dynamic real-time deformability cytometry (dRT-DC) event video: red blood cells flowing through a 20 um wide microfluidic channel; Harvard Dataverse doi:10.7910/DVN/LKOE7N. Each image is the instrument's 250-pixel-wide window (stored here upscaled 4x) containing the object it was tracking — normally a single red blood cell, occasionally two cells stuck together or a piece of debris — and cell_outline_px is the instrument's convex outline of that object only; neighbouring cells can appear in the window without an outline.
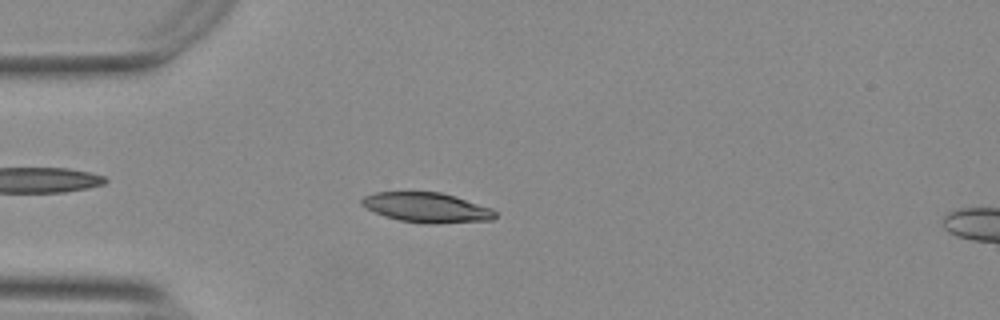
{"species": "Egyptian fruit bat (a non-hibernating species)", "species_latin": "Rousettus aegyptiacus", "temperature_condition": "warm", "stored_images_in_passage": 41, "camera_frame_rate_fps": 3000, "um_per_image_px": 0.085, "animal": {"sex": "female"}, "frame": {"image": 1, "passage_image": 2, "time_ms": 0.333, "image_size_px": [1000, 320], "cell_outline_px": [[496, 216], [492, 220], [432, 224], [400, 220], [384, 216], [360, 204], [360, 200], [364, 196], [376, 192], [440, 192], [492, 208], [496, 212]], "centroid_in_image_um": [36.27, 17.64], "position_along_channel_um": 48.7, "area_um2": 22.95}}
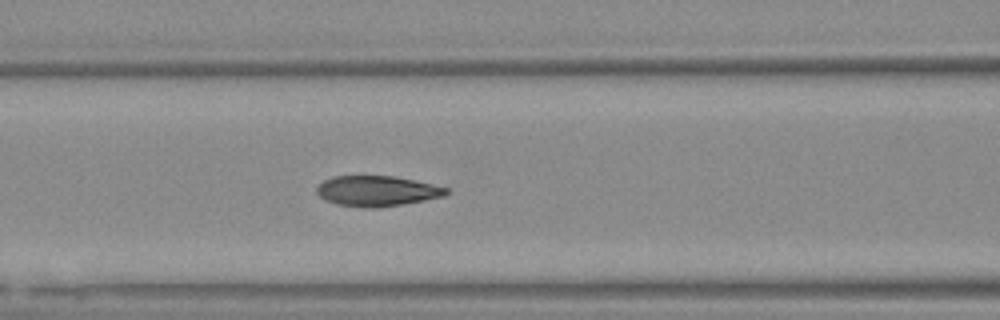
{"frame": {"image": 2, "passage_image": 10, "time_ms": 3.0, "image_size_px": [1000, 320], "cell_outline_px": [[448, 192], [444, 196], [424, 200], [380, 208], [364, 208], [336, 204], [320, 196], [316, 192], [316, 188], [324, 180], [332, 176], [392, 176], [432, 184], [448, 188]], "centroid_in_image_um": [32.02, 16.24], "position_along_channel_um": 134.6, "area_um2": 22.77}}
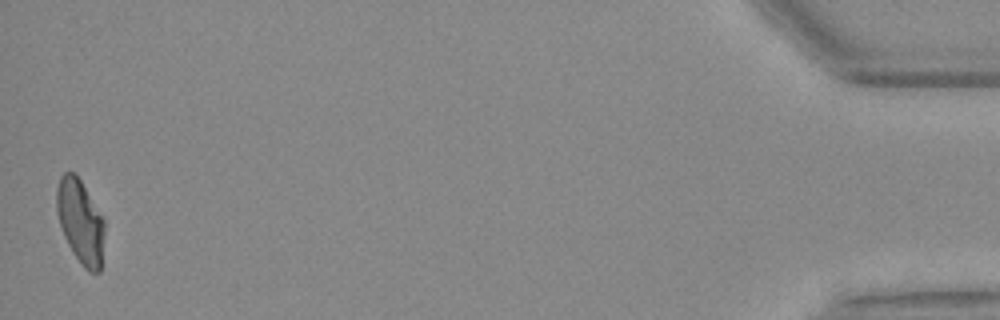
{"frame": {"image": 3, "passage_image": 41, "time_ms": 13.333, "image_size_px": [1000, 320], "cell_outline_px": [[104, 232], [100, 272], [88, 272], [84, 268], [68, 244], [64, 236], [60, 224], [56, 208], [56, 188], [60, 176], [64, 172], [72, 172], [80, 180], [104, 220]], "centroid_in_image_um": [6.82, 18.83], "position_along_channel_um": 428.4, "area_um2": 23.0}, "authors_computed_cell_mechanics": {"area_um2": 23.0044, "velocity_mm_per_s": 3.7473, "shape_relaxation_time_tau1_ms": null, "shape_relaxation_time_tau2_ms": 0.8005, "deformation_change_tau1": null, "deformation_change_tau2": 0.0564}}